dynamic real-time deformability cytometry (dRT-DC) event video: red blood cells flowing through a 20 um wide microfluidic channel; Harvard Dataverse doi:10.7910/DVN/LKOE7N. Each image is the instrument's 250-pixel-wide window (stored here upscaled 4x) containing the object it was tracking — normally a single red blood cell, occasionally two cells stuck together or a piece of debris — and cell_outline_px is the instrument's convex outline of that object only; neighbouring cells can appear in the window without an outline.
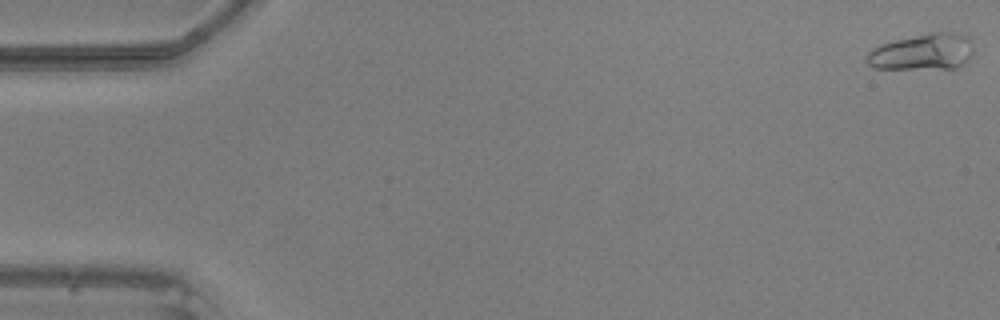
{"species": "common noctule bat (a hibernating species)", "species_latin": "Nyctalus noctula", "temperature_condition": "warm", "stored_images_in_passage": 7, "camera_frame_rate_fps": 3000, "um_per_image_px": 0.085, "animal": {"sex": "male", "body_mass_g": 20.5, "forearm_length_mm": 52.5}, "frame": {"image": 1, "passage_image": 1, "time_ms": 0.0, "image_size_px": [1000, 320], "cell_outline_px": [[972, 56], [964, 64], [956, 68], [876, 68], [868, 64], [864, 60], [868, 52], [884, 44], [896, 40], [928, 32], [948, 32], [968, 36], [972, 48]], "centroid_in_image_um": [78.44, 4.42], "position_along_channel_um": 6.6, "area_um2": 22.31}}